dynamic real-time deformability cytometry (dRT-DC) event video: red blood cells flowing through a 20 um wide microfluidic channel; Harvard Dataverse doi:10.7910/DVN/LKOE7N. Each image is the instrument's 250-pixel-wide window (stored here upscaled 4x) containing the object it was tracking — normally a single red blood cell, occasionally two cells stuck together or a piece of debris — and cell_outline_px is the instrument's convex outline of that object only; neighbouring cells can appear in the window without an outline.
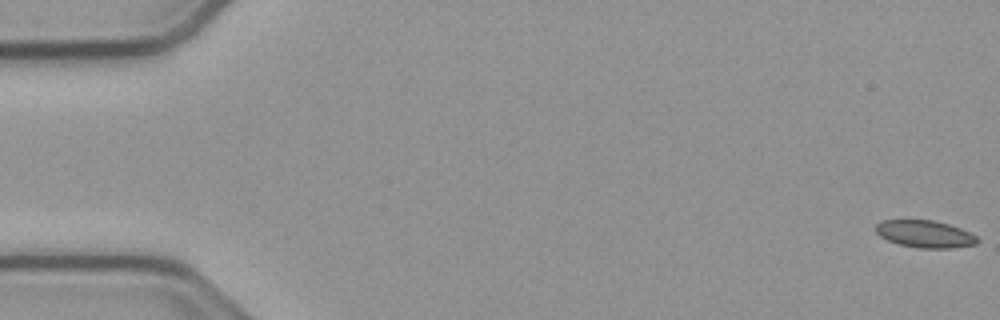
{"species": "common noctule bat (a hibernating species)", "species_latin": "Nyctalus noctula", "temperature_condition": "cold", "stored_images_in_passage": 14, "camera_frame_rate_fps": 3000, "um_per_image_px": 0.085, "animal": {"sex": "male", "body_mass_g": 23.1, "forearm_length_mm": 52.7}, "frame": {"image": 1, "passage_image": 1, "time_ms": 0.0, "image_size_px": [1000, 320], "cell_outline_px": [[980, 240], [976, 244], [952, 248], [920, 248], [900, 244], [888, 240], [880, 236], [876, 232], [876, 224], [880, 220], [932, 220], [948, 224], [960, 228], [976, 236]], "centroid_in_image_um": [78.62, 19.89], "position_along_channel_um": 6.4, "area_um2": 16.01}}
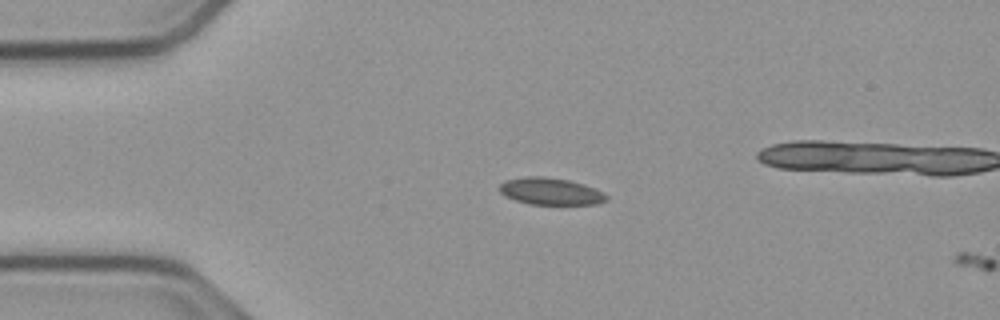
{"frame": {"image": 2, "passage_image": 13, "time_ms": 4.0, "image_size_px": [1000, 320], "cell_outline_px": [[608, 200], [596, 204], [528, 204], [504, 196], [500, 192], [500, 184], [504, 180], [524, 176], [544, 176], [568, 180], [584, 184], [596, 188], [604, 192], [608, 196]], "centroid_in_image_um": [46.81, 16.25], "position_along_channel_um": 38.2, "area_um2": 16.99}}